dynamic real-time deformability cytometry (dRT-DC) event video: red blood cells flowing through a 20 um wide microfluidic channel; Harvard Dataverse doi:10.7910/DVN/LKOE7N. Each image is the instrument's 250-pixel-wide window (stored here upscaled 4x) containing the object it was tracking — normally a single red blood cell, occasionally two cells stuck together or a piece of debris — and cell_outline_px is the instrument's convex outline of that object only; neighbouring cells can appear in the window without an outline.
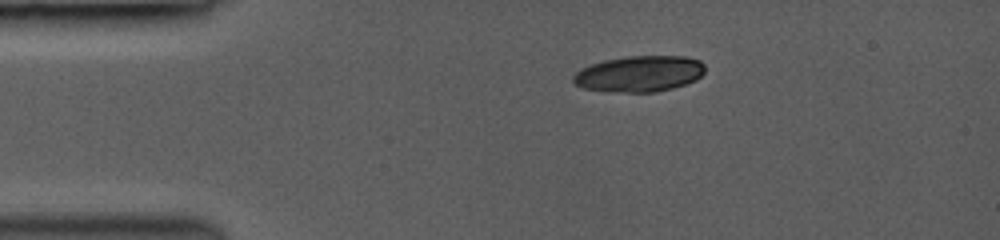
{"species": "common noctule bat (a hibernating species)", "species_latin": "Nyctalus noctula", "temperature_condition": "room temperature", "stored_images_in_passage": 38, "camera_frame_rate_fps": 3000, "um_per_image_px": 0.085, "animal": {"sex": "female", "body_mass_g": 19.0, "forearm_length_mm": 53.3}, "frame": {"image": 1, "passage_image": 1, "time_ms": 0.0, "image_size_px": [1000, 240], "cell_outline_px": [[704, 72], [696, 80], [672, 88], [656, 92], [628, 92], [584, 88], [576, 84], [572, 80], [572, 76], [580, 68], [604, 60], [628, 56], [688, 56], [700, 60], [704, 64]], "centroid_in_image_um": [54.37, 6.25], "position_along_channel_um": 30.6, "area_um2": 27.51}}